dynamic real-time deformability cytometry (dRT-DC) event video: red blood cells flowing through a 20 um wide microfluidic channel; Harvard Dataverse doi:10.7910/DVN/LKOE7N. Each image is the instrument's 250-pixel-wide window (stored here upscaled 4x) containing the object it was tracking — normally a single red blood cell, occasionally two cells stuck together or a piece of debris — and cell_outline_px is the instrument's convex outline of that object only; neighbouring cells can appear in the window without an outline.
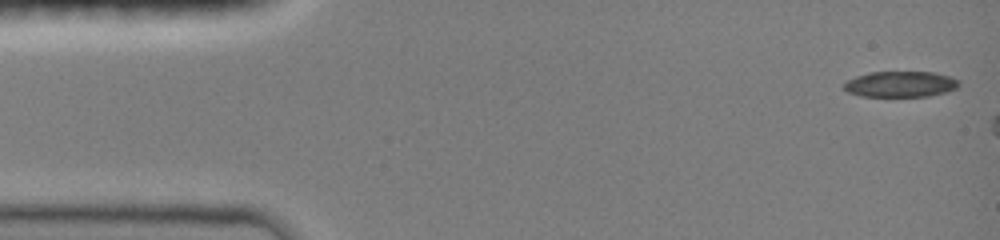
{"species": "common noctule bat (a hibernating species)", "species_latin": "Nyctalus noctula", "temperature_condition": "room temperature", "stored_images_in_passage": 5, "camera_frame_rate_fps": 3000, "um_per_image_px": 0.085, "animal": {"sex": "female", "body_mass_g": 19.0, "forearm_length_mm": 51.5}, "frame": {"image": 1, "passage_image": 1, "time_ms": 0.0, "image_size_px": [1000, 240], "cell_outline_px": [[960, 84], [956, 88], [948, 92], [928, 96], [860, 96], [848, 92], [844, 88], [844, 84], [848, 80], [856, 76], [868, 72], [936, 72], [960, 80]], "centroid_in_image_um": [76.57, 7.15], "position_along_channel_um": 8.4, "area_um2": 17.34}}